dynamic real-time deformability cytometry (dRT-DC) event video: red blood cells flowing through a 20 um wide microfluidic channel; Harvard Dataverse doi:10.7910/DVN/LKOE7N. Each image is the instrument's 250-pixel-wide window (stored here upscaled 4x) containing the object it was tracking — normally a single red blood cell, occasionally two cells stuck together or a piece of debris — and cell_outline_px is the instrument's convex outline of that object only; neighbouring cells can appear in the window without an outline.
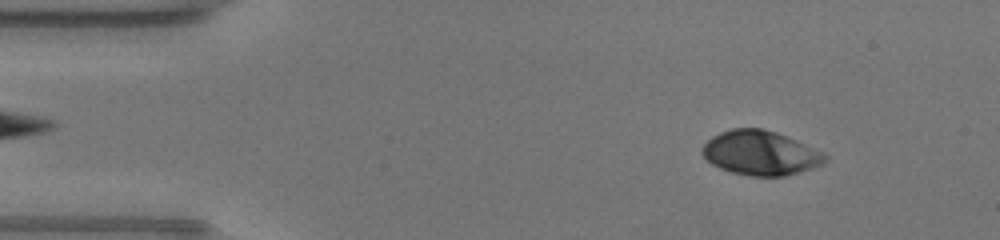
{"species": "human", "species_latin": "Homo sapiens", "temperature_condition": "warm", "stored_images_in_passage": 46, "camera_frame_rate_fps": 3000, "um_per_image_px": 0.085, "donor": {"sex": "male"}, "frame": {"image": 1, "passage_image": 5, "time_ms": 1.333, "image_size_px": [1000, 240], "cell_outline_px": [[828, 160], [824, 164], [800, 172], [784, 176], [748, 176], [732, 172], [720, 168], [712, 164], [700, 152], [704, 144], [712, 136], [720, 132], [732, 128], [764, 128], [788, 136], [824, 152], [828, 156]], "centroid_in_image_um": [64.67, 13.0], "position_along_channel_um": 20.3, "area_um2": 32.08}}
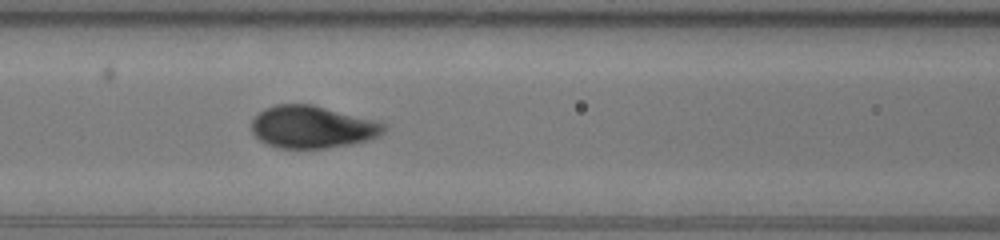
{"frame": {"image": 2, "passage_image": 19, "time_ms": 6.0, "image_size_px": [1000, 240], "cell_outline_px": [[388, 128], [380, 136], [368, 140], [352, 144], [328, 148], [276, 148], [260, 140], [252, 132], [252, 120], [264, 108], [276, 104], [312, 104], [376, 120], [384, 124]], "centroid_in_image_um": [26.57, 10.79], "position_along_channel_um": 140.0, "area_um2": 32.83}}
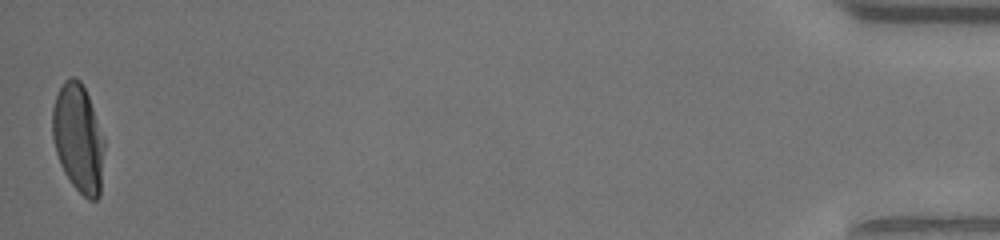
{"frame": {"image": 3, "passage_image": 46, "time_ms": 15.0, "image_size_px": [1000, 240], "cell_outline_px": [[104, 148], [100, 196], [96, 200], [88, 200], [72, 184], [64, 172], [60, 164], [56, 152], [52, 136], [52, 108], [56, 96], [64, 80], [72, 76], [76, 76], [80, 80], [88, 96], [104, 140]], "centroid_in_image_um": [6.64, 11.76], "position_along_channel_um": 428.6, "area_um2": 32.6}, "authors_computed_cell_mechanics": {"area_um2": 32.3391, "velocity_mm_per_s": 4.3725, "shape_relaxation_time_tau1_ms": 3.4676, "shape_relaxation_time_tau2_ms": null, "deformation_change_tau1": 0.2082, "deformation_change_tau2": null}}